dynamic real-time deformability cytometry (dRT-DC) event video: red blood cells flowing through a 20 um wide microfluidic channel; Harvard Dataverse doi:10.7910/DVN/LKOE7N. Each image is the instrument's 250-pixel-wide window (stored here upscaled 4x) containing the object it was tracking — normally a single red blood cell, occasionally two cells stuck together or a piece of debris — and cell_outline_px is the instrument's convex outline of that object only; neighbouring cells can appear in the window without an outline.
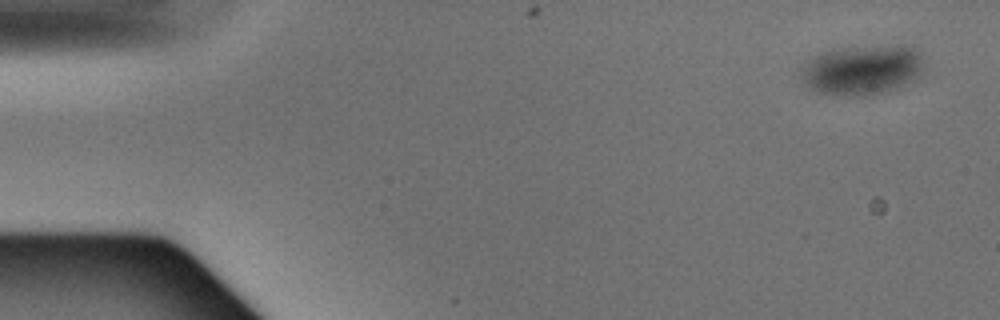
{"species": "Egyptian fruit bat (a non-hibernating species)", "species_latin": "Rousettus aegyptiacus", "temperature_condition": "warm", "stored_images_in_passage": 4, "camera_frame_rate_fps": 3000, "um_per_image_px": 0.085, "animal": {"sex": "male"}, "frame": {"image": 1, "passage_image": 1, "time_ms": 0.0, "image_size_px": [1000, 320], "cell_outline_px": [[920, 68], [916, 76], [912, 80], [888, 92], [864, 96], [852, 96], [820, 92], [808, 88], [800, 80], [800, 72], [808, 60], [812, 56], [820, 52], [848, 48], [912, 48], [920, 52]], "centroid_in_image_um": [73.16, 6.0], "position_along_channel_um": 11.8, "area_um2": 34.45}}
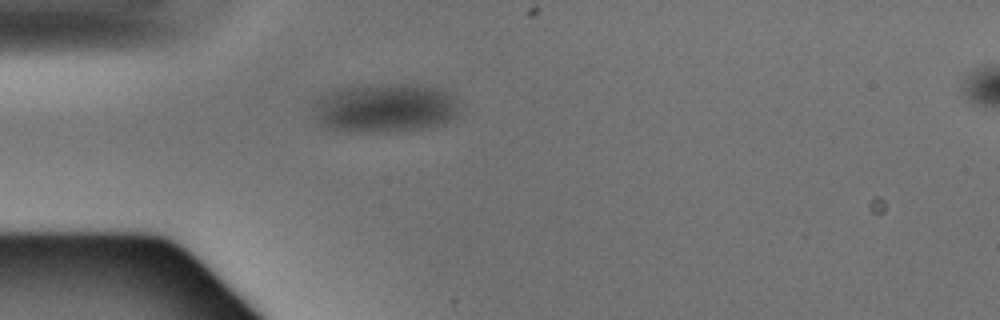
{"frame": {"image": 2, "passage_image": 4, "time_ms": 1.0, "image_size_px": [1000, 320], "cell_outline_px": [[456, 116], [452, 120], [444, 124], [424, 128], [396, 132], [344, 132], [324, 128], [316, 116], [316, 100], [320, 96], [328, 92], [344, 88], [372, 84], [412, 84], [436, 88], [448, 92], [452, 96], [456, 104]], "centroid_in_image_um": [32.72, 9.2], "position_along_channel_um": 52.3, "area_um2": 41.73}}